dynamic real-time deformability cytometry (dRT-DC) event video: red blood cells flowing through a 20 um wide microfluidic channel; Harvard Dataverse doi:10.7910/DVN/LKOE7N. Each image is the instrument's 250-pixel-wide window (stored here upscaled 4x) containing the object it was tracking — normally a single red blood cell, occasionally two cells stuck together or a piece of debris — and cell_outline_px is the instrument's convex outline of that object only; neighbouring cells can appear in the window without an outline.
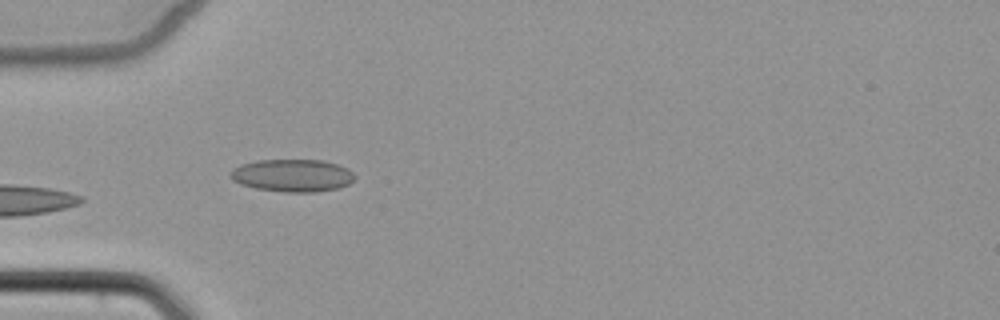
{"species": "common noctule bat (a hibernating species)", "species_latin": "Nyctalus noctula", "temperature_condition": "cold", "stored_images_in_passage": 6, "camera_frame_rate_fps": 3000, "um_per_image_px": 0.085, "animal": {"sex": "female", "body_mass_g": 22.7, "forearm_length_mm": 54.2}, "frame": {"image": 1, "passage_image": 3, "time_ms": 3.333, "image_size_px": [1000, 320], "cell_outline_px": [[356, 176], [348, 184], [340, 188], [316, 192], [284, 192], [256, 188], [240, 184], [232, 180], [228, 176], [232, 168], [240, 164], [256, 160], [324, 160], [348, 168]], "centroid_in_image_um": [24.83, 14.91], "position_along_channel_um": 60.2, "area_um2": 23.81}}
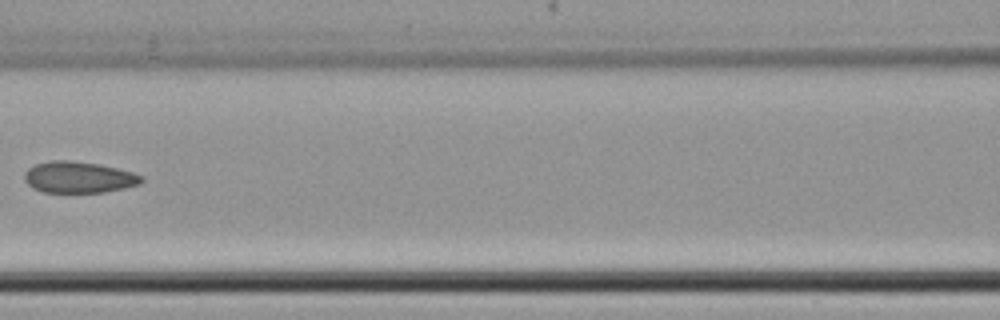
{"frame": {"image": 2, "passage_image": 5, "time_ms": 6.0, "image_size_px": [1000, 320], "cell_outline_px": [[144, 180], [140, 184], [124, 188], [104, 192], [44, 192], [32, 188], [24, 180], [24, 172], [28, 168], [36, 164], [52, 160], [72, 160], [100, 164], [132, 172], [144, 176]], "centroid_in_image_um": [6.69, 15.06], "position_along_channel_um": 159.9, "area_um2": 21.5}}
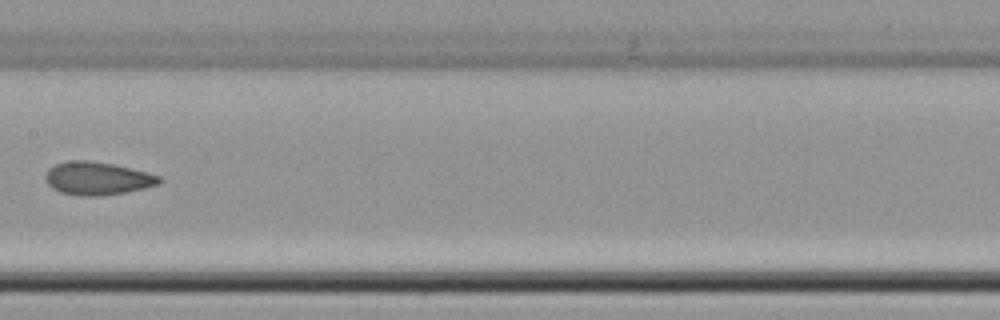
{"frame": {"image": 3, "passage_image": 6, "time_ms": 7.0, "image_size_px": [1000, 320], "cell_outline_px": [[164, 180], [160, 184], [144, 188], [124, 192], [100, 196], [80, 196], [60, 192], [52, 188], [44, 180], [44, 176], [48, 168], [56, 164], [68, 160], [88, 160], [112, 164], [148, 172], [160, 176]], "centroid_in_image_um": [8.26, 15.16], "position_along_channel_um": 199.1, "area_um2": 22.08}}